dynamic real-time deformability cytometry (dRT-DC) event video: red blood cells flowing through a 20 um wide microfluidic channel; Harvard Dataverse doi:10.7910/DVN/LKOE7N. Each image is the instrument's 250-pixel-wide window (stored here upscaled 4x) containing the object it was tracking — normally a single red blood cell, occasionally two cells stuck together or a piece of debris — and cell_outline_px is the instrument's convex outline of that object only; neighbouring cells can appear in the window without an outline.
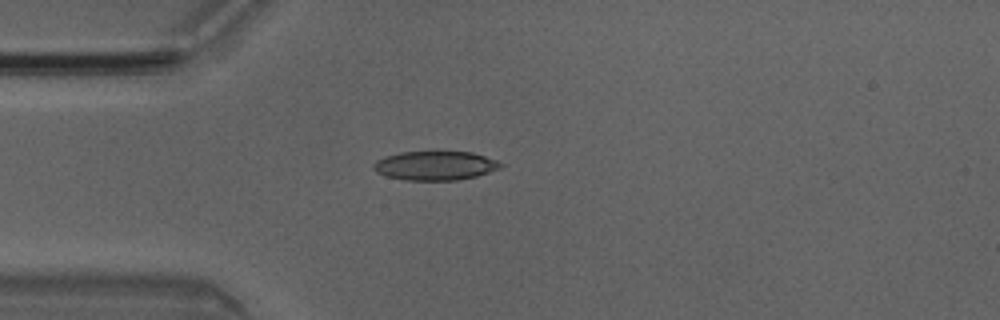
{"species": "Egyptian fruit bat (a non-hibernating species)", "species_latin": "Rousettus aegyptiacus", "temperature_condition": "room temperature", "stored_images_in_passage": 3, "camera_frame_rate_fps": 3000, "um_per_image_px": 0.085, "animal": {"sex": "male"}, "frame": {"image": 1, "passage_image": 2, "time_ms": 0.333, "image_size_px": [1000, 320], "cell_outline_px": [[504, 164], [500, 168], [476, 176], [456, 180], [408, 180], [388, 176], [376, 172], [372, 168], [372, 164], [376, 160], [384, 156], [400, 152], [436, 148], [472, 152], [496, 160]], "centroid_in_image_um": [36.97, 14.01], "position_along_channel_um": 48.0, "area_um2": 22.43}}